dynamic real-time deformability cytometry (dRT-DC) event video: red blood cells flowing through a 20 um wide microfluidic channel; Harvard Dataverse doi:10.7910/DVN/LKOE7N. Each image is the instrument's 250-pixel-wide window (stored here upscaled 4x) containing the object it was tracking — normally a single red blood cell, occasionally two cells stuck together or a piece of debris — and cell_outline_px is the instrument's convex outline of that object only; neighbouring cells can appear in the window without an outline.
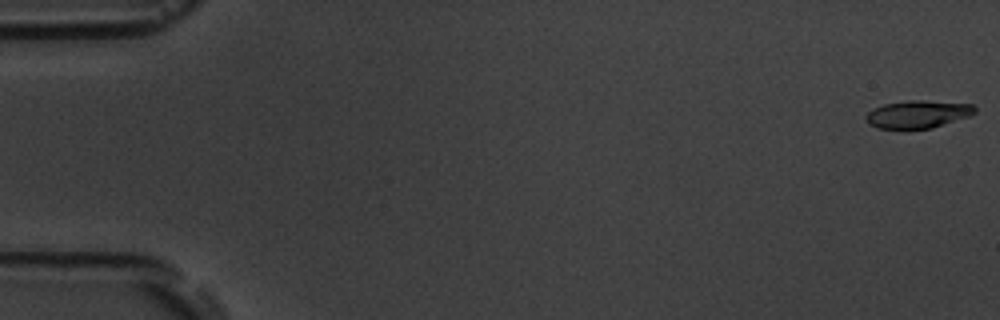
{"species": "common noctule bat (a hibernating species)", "species_latin": "Nyctalus noctula", "temperature_condition": "room temperature", "stored_images_in_passage": 6, "camera_frame_rate_fps": 3000, "um_per_image_px": 0.085, "animal": {"sex": "male", "body_mass_g": 19.5, "forearm_length_mm": 54.6}, "frame": {"image": 1, "passage_image": 1, "time_ms": 0.0, "image_size_px": [1000, 320], "cell_outline_px": [[976, 112], [972, 116], [932, 128], [876, 128], [868, 124], [864, 116], [872, 108], [884, 104], [908, 100], [924, 100], [972, 104], [976, 108]], "centroid_in_image_um": [78.02, 9.7], "position_along_channel_um": 7.0, "area_um2": 17.74}}
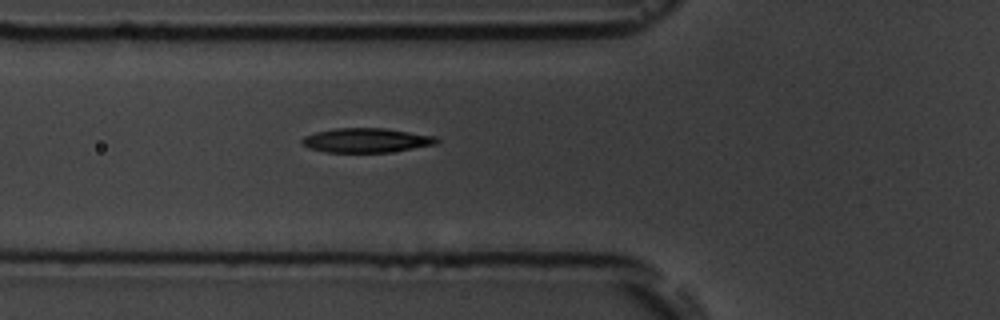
{"frame": {"image": 2, "passage_image": 6, "time_ms": 6.667, "image_size_px": [1000, 320], "cell_outline_px": [[440, 140], [436, 144], [388, 152], [324, 152], [308, 148], [300, 144], [300, 140], [304, 136], [316, 132], [336, 128], [384, 128], [436, 136]], "centroid_in_image_um": [31.09, 11.92], "position_along_channel_um": 94.7, "area_um2": 19.13}}